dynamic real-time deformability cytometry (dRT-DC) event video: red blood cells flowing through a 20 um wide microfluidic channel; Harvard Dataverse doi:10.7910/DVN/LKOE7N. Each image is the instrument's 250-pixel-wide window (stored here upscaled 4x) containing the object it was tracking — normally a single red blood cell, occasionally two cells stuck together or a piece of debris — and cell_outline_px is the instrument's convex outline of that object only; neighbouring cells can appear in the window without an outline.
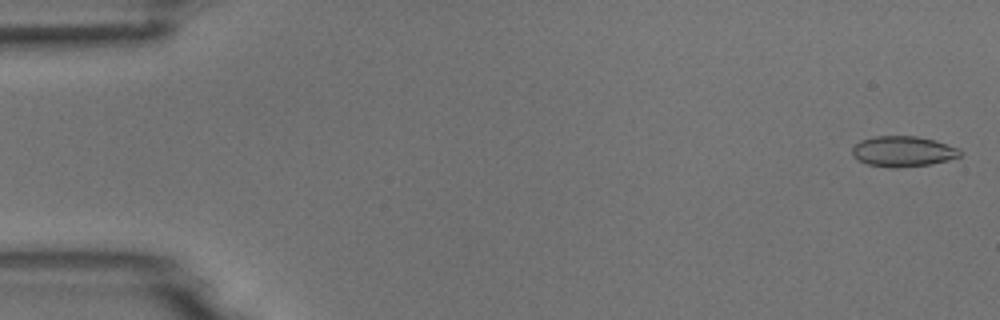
{"species": "common noctule bat (a hibernating species)", "species_latin": "Nyctalus noctula", "temperature_condition": "room temperature", "stored_images_in_passage": 52, "camera_frame_rate_fps": 3000, "um_per_image_px": 0.085, "animal": {"sex": "male", "body_mass_g": 18.8}, "frame": {"image": 1, "passage_image": 1, "time_ms": 0.0, "image_size_px": [1000, 320], "cell_outline_px": [[964, 152], [960, 156], [948, 160], [928, 164], [900, 168], [888, 168], [868, 164], [852, 156], [852, 148], [860, 140], [876, 136], [916, 136], [936, 140], [960, 148]], "centroid_in_image_um": [76.78, 12.87], "position_along_channel_um": 8.2, "area_um2": 19.36}}
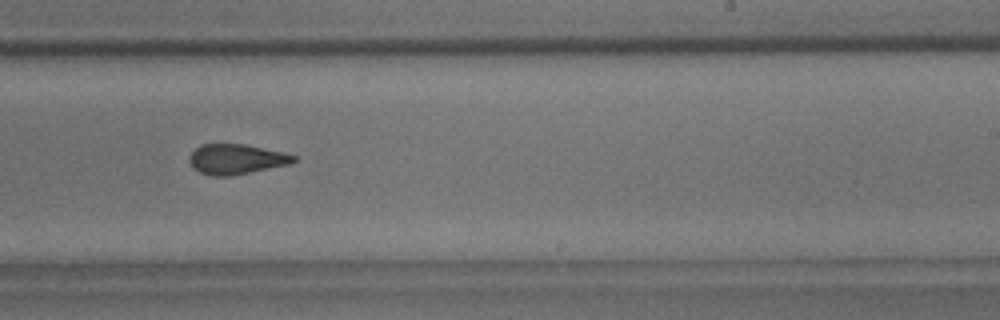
{"frame": {"image": 2, "passage_image": 32, "time_ms": 10.333, "image_size_px": [1000, 320], "cell_outline_px": [[296, 160], [292, 164], [228, 176], [212, 176], [200, 172], [192, 168], [188, 160], [188, 156], [200, 144], [244, 144], [284, 152], [296, 156]], "centroid_in_image_um": [20.07, 13.53], "position_along_channel_um": 268.9, "area_um2": 18.38}}
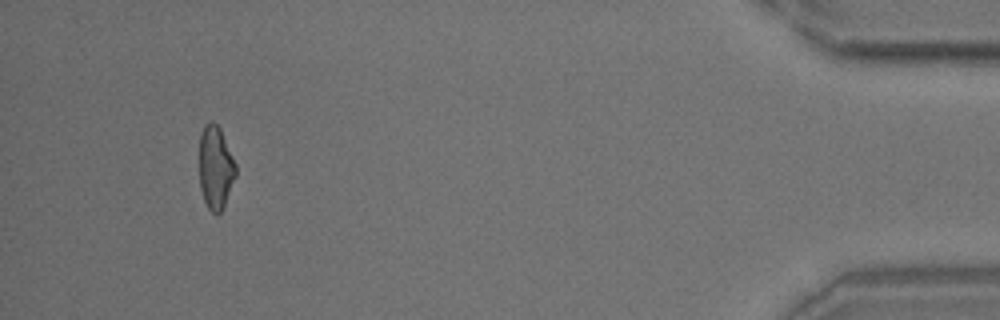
{"frame": {"image": 3, "passage_image": 49, "time_ms": 16.0, "image_size_px": [1000, 320], "cell_outline_px": [[236, 176], [224, 208], [216, 216], [208, 208], [204, 200], [200, 188], [200, 136], [204, 124], [212, 120], [220, 128], [236, 164]], "centroid_in_image_um": [18.33, 14.27], "position_along_channel_um": 416.9, "area_um2": 17.8}}